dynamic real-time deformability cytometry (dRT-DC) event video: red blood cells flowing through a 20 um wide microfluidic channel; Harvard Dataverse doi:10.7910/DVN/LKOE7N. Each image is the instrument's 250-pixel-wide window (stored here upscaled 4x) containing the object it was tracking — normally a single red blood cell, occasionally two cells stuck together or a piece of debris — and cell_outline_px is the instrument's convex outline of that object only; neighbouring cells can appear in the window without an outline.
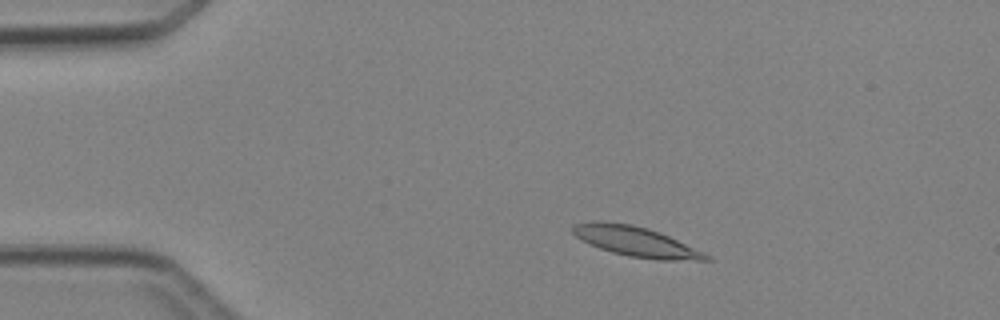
{"species": "Egyptian fruit bat (a non-hibernating species)", "species_latin": "Rousettus aegyptiacus", "temperature_condition": "cold", "stored_images_in_passage": 4, "camera_frame_rate_fps": 3000, "um_per_image_px": 0.085, "animal": {"sex": "female"}, "frame": {"image": 1, "passage_image": 2, "time_ms": 2.0, "image_size_px": [1000, 320], "cell_outline_px": [[712, 260], [656, 260], [628, 256], [612, 252], [600, 248], [576, 236], [572, 232], [572, 224], [592, 220], [604, 220], [632, 224], [648, 228], [660, 232], [704, 252], [712, 256]], "centroid_in_image_um": [54.05, 20.51], "position_along_channel_um": 31.0, "area_um2": 23.41}}
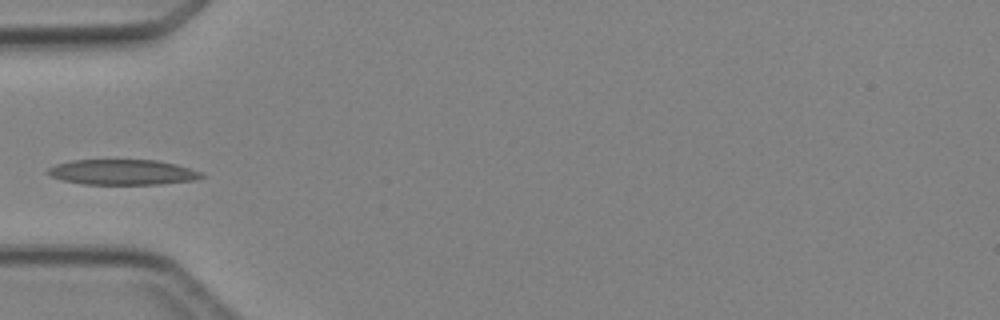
{"frame": {"image": 2, "passage_image": 4, "time_ms": 4.333, "image_size_px": [1000, 320], "cell_outline_px": [[204, 176], [196, 180], [160, 184], [84, 184], [64, 180], [52, 176], [44, 172], [48, 168], [56, 164], [72, 160], [156, 160], [176, 164], [200, 172]], "centroid_in_image_um": [10.4, 14.63], "position_along_channel_um": 74.6, "area_um2": 22.54}}